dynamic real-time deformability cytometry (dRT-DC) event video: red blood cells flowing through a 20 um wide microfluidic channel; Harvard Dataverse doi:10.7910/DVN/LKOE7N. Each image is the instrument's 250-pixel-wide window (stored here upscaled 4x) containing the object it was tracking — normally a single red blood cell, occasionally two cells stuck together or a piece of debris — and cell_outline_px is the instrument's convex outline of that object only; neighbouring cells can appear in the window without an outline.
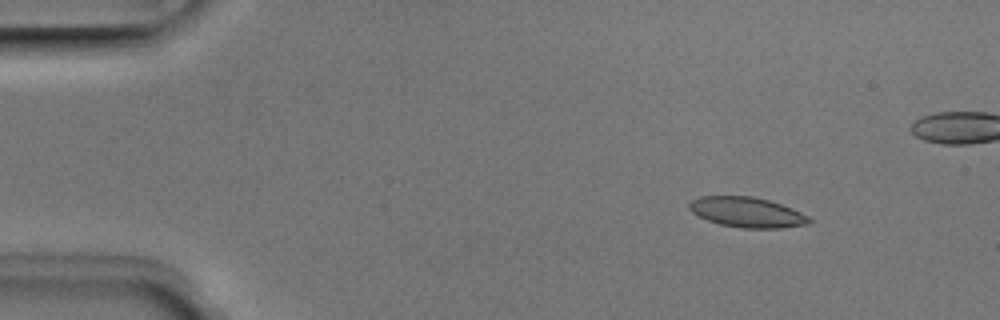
{"species": "Egyptian fruit bat (a non-hibernating species)", "species_latin": "Rousettus aegyptiacus", "temperature_condition": "room temperature", "stored_images_in_passage": 5, "camera_frame_rate_fps": 3000, "um_per_image_px": 0.085, "animal": {"sex": "male"}, "frame": {"image": 1, "passage_image": 2, "time_ms": 0.333, "image_size_px": [1000, 320], "cell_outline_px": [[812, 220], [808, 224], [780, 228], [740, 228], [720, 224], [708, 220], [692, 212], [688, 208], [688, 204], [692, 200], [700, 196], [752, 196], [768, 200], [792, 208], [808, 216]], "centroid_in_image_um": [63.49, 18.04], "position_along_channel_um": 21.5, "area_um2": 20.98}}